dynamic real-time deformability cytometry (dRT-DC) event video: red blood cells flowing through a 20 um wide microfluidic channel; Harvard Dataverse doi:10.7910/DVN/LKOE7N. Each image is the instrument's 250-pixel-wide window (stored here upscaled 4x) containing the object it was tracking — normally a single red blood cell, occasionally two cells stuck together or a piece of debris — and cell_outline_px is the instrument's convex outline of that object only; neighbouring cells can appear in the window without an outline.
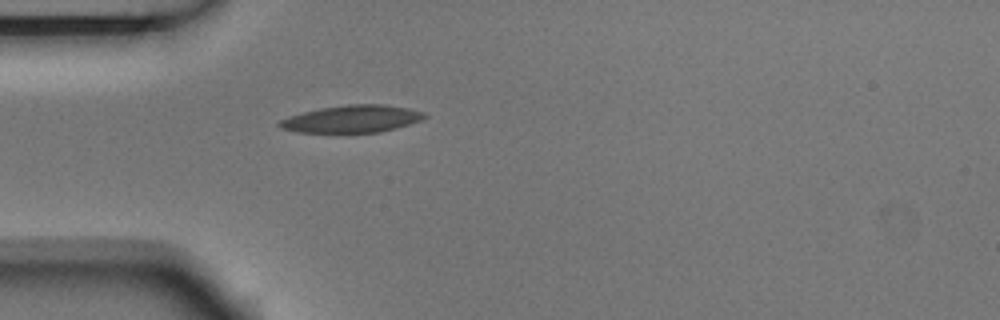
{"species": "Egyptian fruit bat (a non-hibernating species)", "species_latin": "Rousettus aegyptiacus", "temperature_condition": "room temperature", "stored_images_in_passage": 1, "camera_frame_rate_fps": 3000, "um_per_image_px": 0.085, "animal": {"sex": "male"}, "frame": {"image": 1, "passage_image": 1, "time_ms": 0.0, "image_size_px": [1000, 320], "cell_outline_px": [[428, 116], [420, 120], [396, 128], [380, 132], [296, 132], [280, 128], [276, 124], [280, 120], [288, 116], [320, 108], [348, 104], [384, 104], [408, 108], [424, 112]], "centroid_in_image_um": [29.9, 10.1], "position_along_channel_um": 55.1, "area_um2": 23.0}}